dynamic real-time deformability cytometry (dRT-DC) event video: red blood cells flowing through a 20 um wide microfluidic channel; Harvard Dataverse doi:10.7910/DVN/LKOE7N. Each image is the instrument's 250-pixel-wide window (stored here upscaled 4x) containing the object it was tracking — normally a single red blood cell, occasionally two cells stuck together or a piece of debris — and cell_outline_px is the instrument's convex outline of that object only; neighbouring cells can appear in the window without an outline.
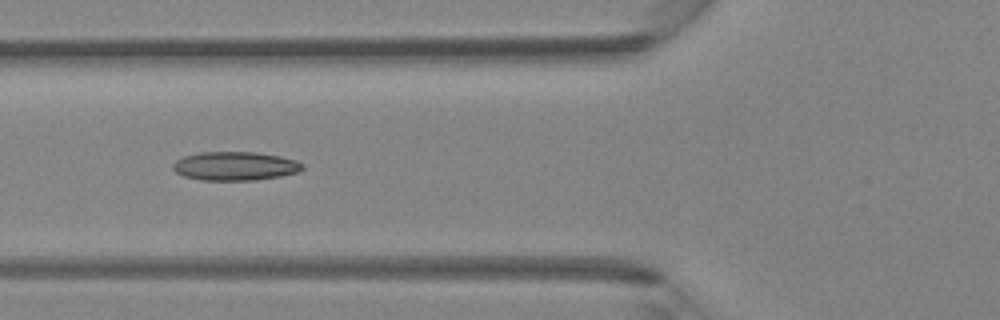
{"species": "Egyptian fruit bat (a non-hibernating species)", "species_latin": "Rousettus aegyptiacus", "temperature_condition": "room temperature", "stored_images_in_passage": 5, "camera_frame_rate_fps": 3000, "um_per_image_px": 0.085, "animal": {"sex": "female"}, "frame": {"image": 1, "passage_image": 5, "time_ms": 4.333, "image_size_px": [1000, 320], "cell_outline_px": [[304, 168], [300, 172], [280, 176], [256, 180], [200, 180], [184, 176], [176, 172], [172, 168], [172, 164], [176, 160], [184, 156], [200, 152], [256, 152], [280, 156], [296, 160], [304, 164]], "centroid_in_image_um": [20.0, 14.11], "position_along_channel_um": 105.8, "area_um2": 21.85}}